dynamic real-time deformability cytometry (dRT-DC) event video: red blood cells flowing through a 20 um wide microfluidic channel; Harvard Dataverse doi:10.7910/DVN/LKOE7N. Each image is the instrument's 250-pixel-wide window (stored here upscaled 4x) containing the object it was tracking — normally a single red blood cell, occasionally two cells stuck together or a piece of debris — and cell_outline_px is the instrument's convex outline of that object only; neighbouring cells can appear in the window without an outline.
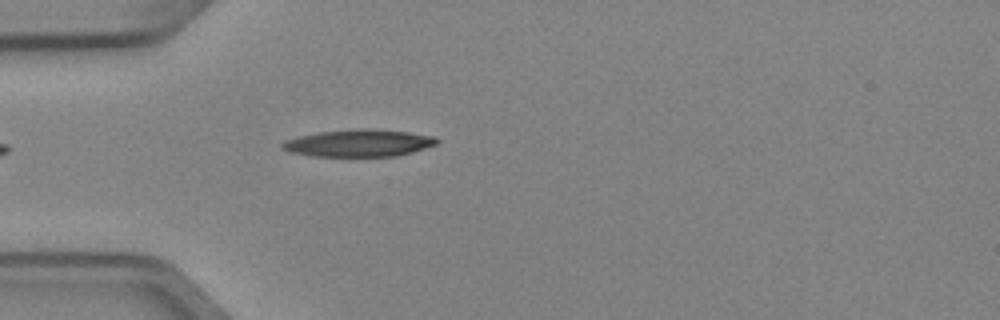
{"species": "Egyptian fruit bat (a non-hibernating species)", "species_latin": "Rousettus aegyptiacus", "temperature_condition": "cold", "stored_images_in_passage": 35, "camera_frame_rate_fps": 3000, "um_per_image_px": 0.085, "animal": {"sex": "female"}, "frame": {"image": 1, "passage_image": 1, "time_ms": 0.0, "image_size_px": [1000, 320], "cell_outline_px": [[440, 140], [436, 144], [412, 152], [396, 156], [312, 156], [292, 152], [280, 148], [280, 144], [284, 140], [300, 136], [320, 132], [408, 132], [436, 136]], "centroid_in_image_um": [30.48, 12.22], "position_along_channel_um": 54.5, "area_um2": 23.06}}
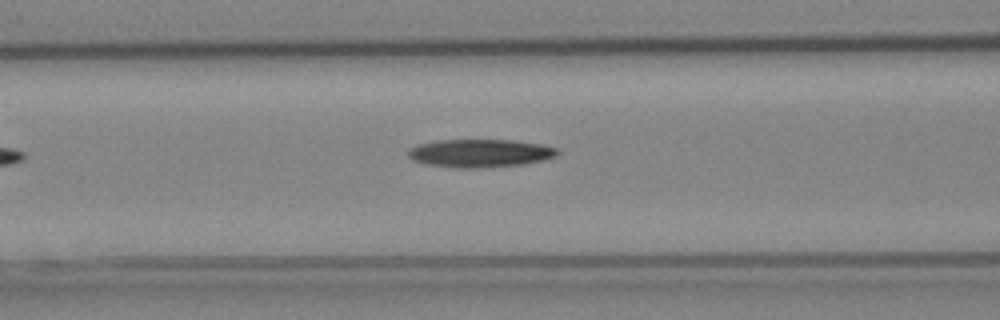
{"frame": {"image": 2, "passage_image": 7, "time_ms": 2.0, "image_size_px": [1000, 320], "cell_outline_px": [[560, 152], [556, 156], [524, 164], [484, 168], [456, 168], [424, 164], [412, 160], [408, 156], [408, 148], [416, 144], [436, 140], [516, 140], [540, 144], [560, 148]], "centroid_in_image_um": [40.77, 13.02], "position_along_channel_um": 125.8, "area_um2": 24.8}}
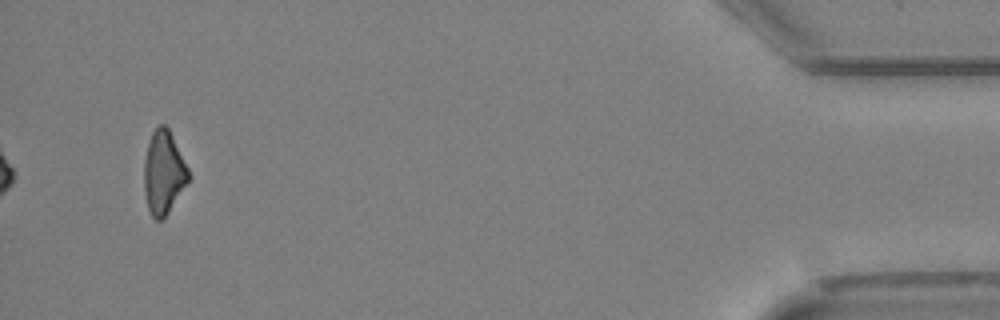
{"frame": {"image": 3, "passage_image": 35, "time_ms": 11.333, "image_size_px": [1000, 320], "cell_outline_px": [[188, 180], [168, 212], [160, 220], [156, 220], [152, 216], [148, 208], [144, 192], [144, 160], [148, 144], [152, 132], [160, 124], [164, 124], [168, 128], [188, 168]], "centroid_in_image_um": [13.87, 14.65], "position_along_channel_um": 421.3, "area_um2": 20.98}}